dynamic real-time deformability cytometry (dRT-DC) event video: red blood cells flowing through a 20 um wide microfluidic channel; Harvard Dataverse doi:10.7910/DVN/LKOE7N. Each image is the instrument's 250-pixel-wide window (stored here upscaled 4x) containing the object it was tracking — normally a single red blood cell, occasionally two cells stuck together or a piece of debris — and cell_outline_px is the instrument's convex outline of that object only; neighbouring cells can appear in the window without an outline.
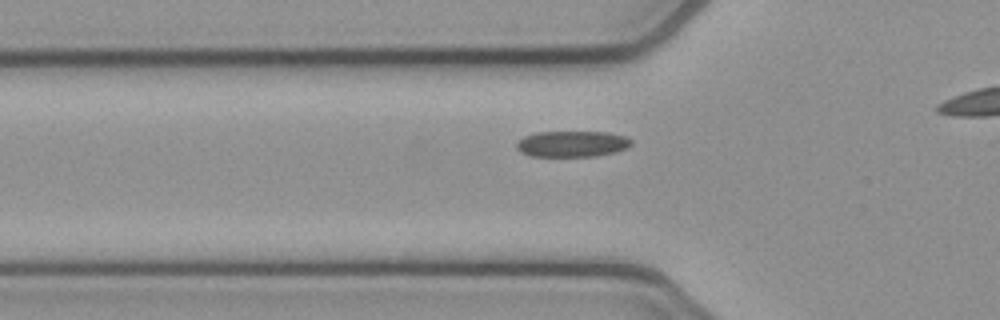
{"species": "common noctule bat (a hibernating species)", "species_latin": "Nyctalus noctula", "temperature_condition": "cold", "stored_images_in_passage": 38, "camera_frame_rate_fps": 3000, "um_per_image_px": 0.085, "animal": {"sex": "female", "body_mass_g": 21.9}, "frame": {"image": 1, "passage_image": 13, "time_ms": 4.0, "image_size_px": [1000, 320], "cell_outline_px": [[632, 144], [628, 148], [616, 152], [596, 156], [532, 156], [520, 152], [516, 148], [516, 144], [524, 136], [536, 132], [608, 132], [628, 136], [632, 140]], "centroid_in_image_um": [48.68, 12.23], "position_along_channel_um": 77.1, "area_um2": 17.57}}
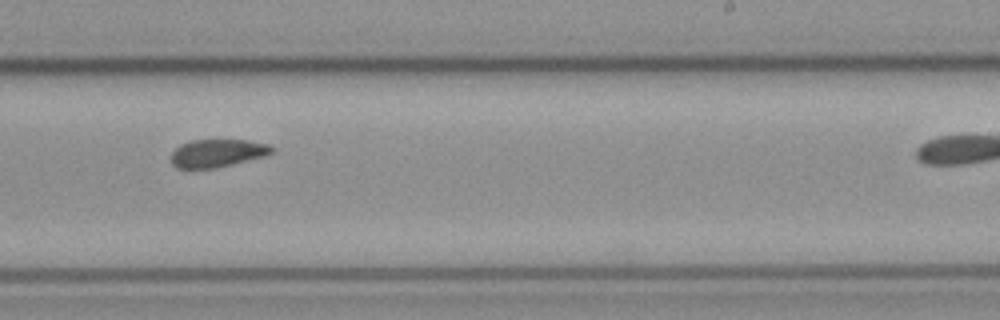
{"frame": {"image": 2, "passage_image": 28, "time_ms": 9.0, "image_size_px": [1000, 320], "cell_outline_px": [[276, 148], [272, 152], [264, 156], [216, 168], [176, 168], [172, 164], [172, 152], [180, 144], [192, 140], [248, 140], [268, 144]], "centroid_in_image_um": [18.48, 13.01], "position_along_channel_um": 270.5, "area_um2": 16.3}}
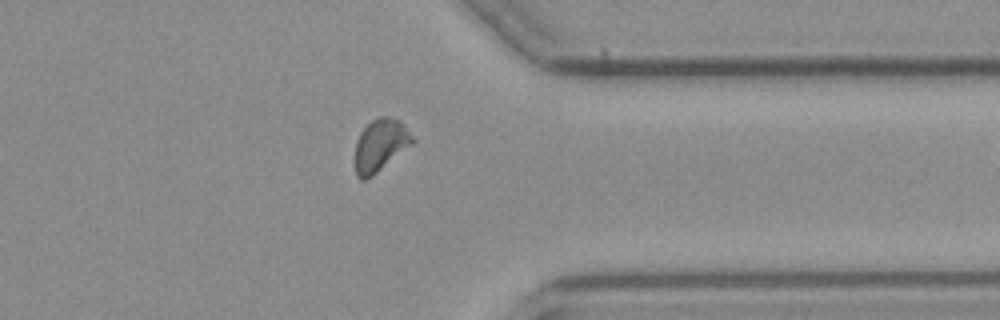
{"frame": {"image": 3, "passage_image": 37, "time_ms": 12.0, "image_size_px": [1000, 320], "cell_outline_px": [[416, 140], [412, 144], [372, 176], [364, 180], [360, 180], [356, 176], [356, 140], [360, 132], [372, 120], [380, 116], [388, 116], [396, 120]], "centroid_in_image_um": [32.3, 12.36], "position_along_channel_um": 379.1, "area_um2": 16.99}}